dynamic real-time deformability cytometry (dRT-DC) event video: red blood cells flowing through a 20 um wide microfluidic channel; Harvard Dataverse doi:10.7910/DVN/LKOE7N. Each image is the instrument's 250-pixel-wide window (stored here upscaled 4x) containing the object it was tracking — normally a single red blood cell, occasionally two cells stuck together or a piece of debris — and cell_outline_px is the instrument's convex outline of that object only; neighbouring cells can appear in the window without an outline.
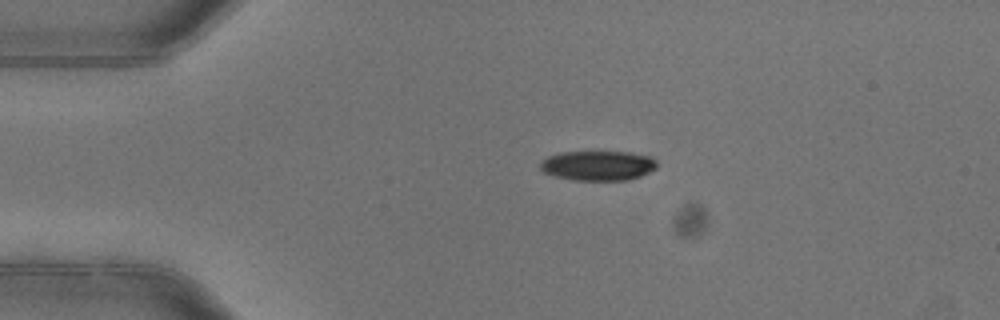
{"species": "common noctule bat (a hibernating species)", "species_latin": "Nyctalus noctula", "temperature_condition": "warm", "stored_images_in_passage": 2, "camera_frame_rate_fps": 3000, "um_per_image_px": 0.085, "animal": {"sex": "female"}, "frame": {"image": 1, "passage_image": 1, "time_ms": 0.0, "image_size_px": [1000, 320], "cell_outline_px": [[656, 168], [640, 176], [628, 180], [572, 180], [556, 176], [544, 172], [540, 168], [540, 160], [548, 156], [560, 152], [632, 152], [652, 156], [656, 160]], "centroid_in_image_um": [50.83, 14.06], "position_along_channel_um": 34.2, "area_um2": 20.35}}
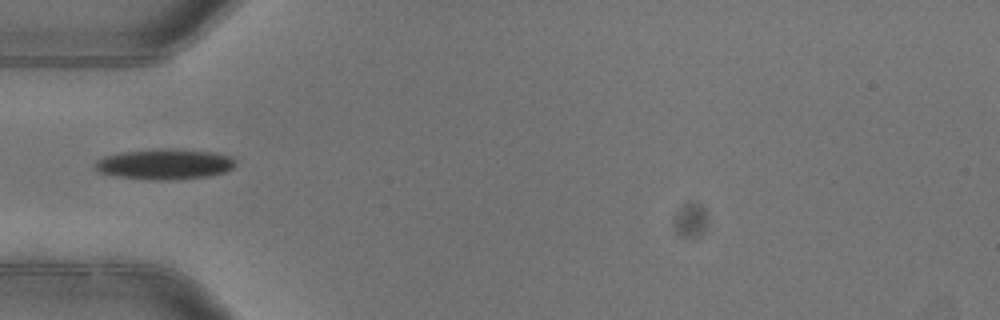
{"frame": {"image": 2, "passage_image": 2, "time_ms": 0.333, "image_size_px": [1000, 320], "cell_outline_px": [[236, 164], [232, 168], [224, 172], [208, 176], [168, 180], [156, 180], [120, 176], [100, 172], [96, 168], [96, 160], [104, 156], [124, 152], [160, 148], [172, 148], [212, 152], [232, 156], [236, 160]], "centroid_in_image_um": [14.05, 13.94], "position_along_channel_um": 70.9, "area_um2": 24.74}}